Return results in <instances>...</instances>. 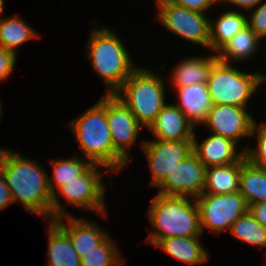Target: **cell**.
<instances>
[{"label": "cell", "instance_id": "cell-30", "mask_svg": "<svg viewBox=\"0 0 266 266\" xmlns=\"http://www.w3.org/2000/svg\"><path fill=\"white\" fill-rule=\"evenodd\" d=\"M247 17L248 27L262 40L266 38V0L253 8Z\"/></svg>", "mask_w": 266, "mask_h": 266}, {"label": "cell", "instance_id": "cell-2", "mask_svg": "<svg viewBox=\"0 0 266 266\" xmlns=\"http://www.w3.org/2000/svg\"><path fill=\"white\" fill-rule=\"evenodd\" d=\"M82 149L84 160L107 167L106 174L118 172L127 162L114 150L106 118V95L77 119L69 122Z\"/></svg>", "mask_w": 266, "mask_h": 266}, {"label": "cell", "instance_id": "cell-34", "mask_svg": "<svg viewBox=\"0 0 266 266\" xmlns=\"http://www.w3.org/2000/svg\"><path fill=\"white\" fill-rule=\"evenodd\" d=\"M13 202L10 189L7 186L6 180L0 172V211L4 210L7 206Z\"/></svg>", "mask_w": 266, "mask_h": 266}, {"label": "cell", "instance_id": "cell-27", "mask_svg": "<svg viewBox=\"0 0 266 266\" xmlns=\"http://www.w3.org/2000/svg\"><path fill=\"white\" fill-rule=\"evenodd\" d=\"M229 232L240 241L266 248V229L254 219L249 211L233 223Z\"/></svg>", "mask_w": 266, "mask_h": 266}, {"label": "cell", "instance_id": "cell-24", "mask_svg": "<svg viewBox=\"0 0 266 266\" xmlns=\"http://www.w3.org/2000/svg\"><path fill=\"white\" fill-rule=\"evenodd\" d=\"M239 192L247 205L266 201V168L252 165L241 158Z\"/></svg>", "mask_w": 266, "mask_h": 266}, {"label": "cell", "instance_id": "cell-28", "mask_svg": "<svg viewBox=\"0 0 266 266\" xmlns=\"http://www.w3.org/2000/svg\"><path fill=\"white\" fill-rule=\"evenodd\" d=\"M110 235L81 258V266H122L123 258Z\"/></svg>", "mask_w": 266, "mask_h": 266}, {"label": "cell", "instance_id": "cell-6", "mask_svg": "<svg viewBox=\"0 0 266 266\" xmlns=\"http://www.w3.org/2000/svg\"><path fill=\"white\" fill-rule=\"evenodd\" d=\"M266 81V75L239 71L232 63L218 60L211 69L207 81L213 105H231L246 108L250 97L259 85Z\"/></svg>", "mask_w": 266, "mask_h": 266}, {"label": "cell", "instance_id": "cell-32", "mask_svg": "<svg viewBox=\"0 0 266 266\" xmlns=\"http://www.w3.org/2000/svg\"><path fill=\"white\" fill-rule=\"evenodd\" d=\"M175 5L185 7L191 11L198 13H205L206 10L211 9L214 3H219V0H169Z\"/></svg>", "mask_w": 266, "mask_h": 266}, {"label": "cell", "instance_id": "cell-33", "mask_svg": "<svg viewBox=\"0 0 266 266\" xmlns=\"http://www.w3.org/2000/svg\"><path fill=\"white\" fill-rule=\"evenodd\" d=\"M248 211L266 229V201L249 205Z\"/></svg>", "mask_w": 266, "mask_h": 266}, {"label": "cell", "instance_id": "cell-13", "mask_svg": "<svg viewBox=\"0 0 266 266\" xmlns=\"http://www.w3.org/2000/svg\"><path fill=\"white\" fill-rule=\"evenodd\" d=\"M255 119L247 108L213 105L204 123L212 134L220 135L238 145L241 138L251 136Z\"/></svg>", "mask_w": 266, "mask_h": 266}, {"label": "cell", "instance_id": "cell-1", "mask_svg": "<svg viewBox=\"0 0 266 266\" xmlns=\"http://www.w3.org/2000/svg\"><path fill=\"white\" fill-rule=\"evenodd\" d=\"M36 160L28 159L13 150L0 148V172L10 189L13 202H20L25 210L51 217L52 193L48 177Z\"/></svg>", "mask_w": 266, "mask_h": 266}, {"label": "cell", "instance_id": "cell-36", "mask_svg": "<svg viewBox=\"0 0 266 266\" xmlns=\"http://www.w3.org/2000/svg\"><path fill=\"white\" fill-rule=\"evenodd\" d=\"M4 12V0H0V17H1V14H3Z\"/></svg>", "mask_w": 266, "mask_h": 266}, {"label": "cell", "instance_id": "cell-15", "mask_svg": "<svg viewBox=\"0 0 266 266\" xmlns=\"http://www.w3.org/2000/svg\"><path fill=\"white\" fill-rule=\"evenodd\" d=\"M64 220L69 224H65ZM53 221L68 235L80 258L99 246L109 236V233L101 230L96 222L74 218L72 214Z\"/></svg>", "mask_w": 266, "mask_h": 266}, {"label": "cell", "instance_id": "cell-37", "mask_svg": "<svg viewBox=\"0 0 266 266\" xmlns=\"http://www.w3.org/2000/svg\"><path fill=\"white\" fill-rule=\"evenodd\" d=\"M3 110H2V106H1V103H0V119H1V116H2V114H3V112H2Z\"/></svg>", "mask_w": 266, "mask_h": 266}, {"label": "cell", "instance_id": "cell-20", "mask_svg": "<svg viewBox=\"0 0 266 266\" xmlns=\"http://www.w3.org/2000/svg\"><path fill=\"white\" fill-rule=\"evenodd\" d=\"M218 61L217 54L207 57L188 58L175 66L171 83L175 88L194 83L205 84L209 79L212 66Z\"/></svg>", "mask_w": 266, "mask_h": 266}, {"label": "cell", "instance_id": "cell-7", "mask_svg": "<svg viewBox=\"0 0 266 266\" xmlns=\"http://www.w3.org/2000/svg\"><path fill=\"white\" fill-rule=\"evenodd\" d=\"M199 209L202 233L208 229L216 234L230 230L233 223L248 211L239 191L227 194H201L195 198Z\"/></svg>", "mask_w": 266, "mask_h": 266}, {"label": "cell", "instance_id": "cell-22", "mask_svg": "<svg viewBox=\"0 0 266 266\" xmlns=\"http://www.w3.org/2000/svg\"><path fill=\"white\" fill-rule=\"evenodd\" d=\"M241 159L226 165L206 168L202 194H227L239 191Z\"/></svg>", "mask_w": 266, "mask_h": 266}, {"label": "cell", "instance_id": "cell-17", "mask_svg": "<svg viewBox=\"0 0 266 266\" xmlns=\"http://www.w3.org/2000/svg\"><path fill=\"white\" fill-rule=\"evenodd\" d=\"M82 159L83 158L73 156L72 158L50 161L54 168L52 175L53 177H48V185L53 195L51 202V218L49 219L50 221L70 215L65 213L64 208L57 197L56 190L66 182L82 175L93 164L90 160H87L86 162Z\"/></svg>", "mask_w": 266, "mask_h": 266}, {"label": "cell", "instance_id": "cell-26", "mask_svg": "<svg viewBox=\"0 0 266 266\" xmlns=\"http://www.w3.org/2000/svg\"><path fill=\"white\" fill-rule=\"evenodd\" d=\"M40 37L34 29L18 15L0 17V47L16 53V49L30 39Z\"/></svg>", "mask_w": 266, "mask_h": 266}, {"label": "cell", "instance_id": "cell-16", "mask_svg": "<svg viewBox=\"0 0 266 266\" xmlns=\"http://www.w3.org/2000/svg\"><path fill=\"white\" fill-rule=\"evenodd\" d=\"M194 133L193 152L204 166H218L238 162L243 156L244 151H237L236 143L220 135H211L202 143H198Z\"/></svg>", "mask_w": 266, "mask_h": 266}, {"label": "cell", "instance_id": "cell-11", "mask_svg": "<svg viewBox=\"0 0 266 266\" xmlns=\"http://www.w3.org/2000/svg\"><path fill=\"white\" fill-rule=\"evenodd\" d=\"M206 167L192 152L181 160L167 177L157 186L158 193L197 198L203 193Z\"/></svg>", "mask_w": 266, "mask_h": 266}, {"label": "cell", "instance_id": "cell-25", "mask_svg": "<svg viewBox=\"0 0 266 266\" xmlns=\"http://www.w3.org/2000/svg\"><path fill=\"white\" fill-rule=\"evenodd\" d=\"M261 39L247 26L237 32L216 54L218 60L230 64L232 59L245 60L257 54Z\"/></svg>", "mask_w": 266, "mask_h": 266}, {"label": "cell", "instance_id": "cell-21", "mask_svg": "<svg viewBox=\"0 0 266 266\" xmlns=\"http://www.w3.org/2000/svg\"><path fill=\"white\" fill-rule=\"evenodd\" d=\"M48 263L46 266H81L78 256L68 235L52 220L49 221Z\"/></svg>", "mask_w": 266, "mask_h": 266}, {"label": "cell", "instance_id": "cell-18", "mask_svg": "<svg viewBox=\"0 0 266 266\" xmlns=\"http://www.w3.org/2000/svg\"><path fill=\"white\" fill-rule=\"evenodd\" d=\"M178 93V104H174L195 127L197 123L204 124L213 106L207 83H194L184 87L174 88Z\"/></svg>", "mask_w": 266, "mask_h": 266}, {"label": "cell", "instance_id": "cell-35", "mask_svg": "<svg viewBox=\"0 0 266 266\" xmlns=\"http://www.w3.org/2000/svg\"><path fill=\"white\" fill-rule=\"evenodd\" d=\"M225 1L245 11L252 10L263 2V0H219L220 3Z\"/></svg>", "mask_w": 266, "mask_h": 266}, {"label": "cell", "instance_id": "cell-9", "mask_svg": "<svg viewBox=\"0 0 266 266\" xmlns=\"http://www.w3.org/2000/svg\"><path fill=\"white\" fill-rule=\"evenodd\" d=\"M104 170L107 167L93 163L82 175L61 185L57 190L62 197L66 198L68 205L72 204L102 214L107 217L105 202V184L102 182L104 172H99L98 168Z\"/></svg>", "mask_w": 266, "mask_h": 266}, {"label": "cell", "instance_id": "cell-23", "mask_svg": "<svg viewBox=\"0 0 266 266\" xmlns=\"http://www.w3.org/2000/svg\"><path fill=\"white\" fill-rule=\"evenodd\" d=\"M246 15L236 10L225 11L217 20H210L209 50L217 53L237 32L248 26Z\"/></svg>", "mask_w": 266, "mask_h": 266}, {"label": "cell", "instance_id": "cell-29", "mask_svg": "<svg viewBox=\"0 0 266 266\" xmlns=\"http://www.w3.org/2000/svg\"><path fill=\"white\" fill-rule=\"evenodd\" d=\"M254 135L257 137V146L255 148L247 146L242 150L252 165L266 168V121L261 124L255 121L251 137Z\"/></svg>", "mask_w": 266, "mask_h": 266}, {"label": "cell", "instance_id": "cell-8", "mask_svg": "<svg viewBox=\"0 0 266 266\" xmlns=\"http://www.w3.org/2000/svg\"><path fill=\"white\" fill-rule=\"evenodd\" d=\"M156 4L157 19L165 29L209 49L210 18L206 14L175 5L169 0H160Z\"/></svg>", "mask_w": 266, "mask_h": 266}, {"label": "cell", "instance_id": "cell-12", "mask_svg": "<svg viewBox=\"0 0 266 266\" xmlns=\"http://www.w3.org/2000/svg\"><path fill=\"white\" fill-rule=\"evenodd\" d=\"M106 118L114 150L128 163L129 147L137 140L142 125L116 95L106 94Z\"/></svg>", "mask_w": 266, "mask_h": 266}, {"label": "cell", "instance_id": "cell-19", "mask_svg": "<svg viewBox=\"0 0 266 266\" xmlns=\"http://www.w3.org/2000/svg\"><path fill=\"white\" fill-rule=\"evenodd\" d=\"M199 237L165 238L161 239L155 246L173 258L193 266L209 260L208 252L199 241Z\"/></svg>", "mask_w": 266, "mask_h": 266}, {"label": "cell", "instance_id": "cell-10", "mask_svg": "<svg viewBox=\"0 0 266 266\" xmlns=\"http://www.w3.org/2000/svg\"><path fill=\"white\" fill-rule=\"evenodd\" d=\"M140 145L149 162L151 185L155 187L171 173L177 163L193 152V140H143Z\"/></svg>", "mask_w": 266, "mask_h": 266}, {"label": "cell", "instance_id": "cell-31", "mask_svg": "<svg viewBox=\"0 0 266 266\" xmlns=\"http://www.w3.org/2000/svg\"><path fill=\"white\" fill-rule=\"evenodd\" d=\"M17 60V53L0 47V81L7 80L14 70Z\"/></svg>", "mask_w": 266, "mask_h": 266}, {"label": "cell", "instance_id": "cell-14", "mask_svg": "<svg viewBox=\"0 0 266 266\" xmlns=\"http://www.w3.org/2000/svg\"><path fill=\"white\" fill-rule=\"evenodd\" d=\"M194 126L174 104H166L147 128L154 139L164 141L193 140Z\"/></svg>", "mask_w": 266, "mask_h": 266}, {"label": "cell", "instance_id": "cell-5", "mask_svg": "<svg viewBox=\"0 0 266 266\" xmlns=\"http://www.w3.org/2000/svg\"><path fill=\"white\" fill-rule=\"evenodd\" d=\"M165 93L164 80L159 74L137 66L114 95L130 109L142 126L148 128L166 105Z\"/></svg>", "mask_w": 266, "mask_h": 266}, {"label": "cell", "instance_id": "cell-3", "mask_svg": "<svg viewBox=\"0 0 266 266\" xmlns=\"http://www.w3.org/2000/svg\"><path fill=\"white\" fill-rule=\"evenodd\" d=\"M148 217L154 230H150L144 243L155 246L161 239L202 234L195 198L158 193L149 205Z\"/></svg>", "mask_w": 266, "mask_h": 266}, {"label": "cell", "instance_id": "cell-4", "mask_svg": "<svg viewBox=\"0 0 266 266\" xmlns=\"http://www.w3.org/2000/svg\"><path fill=\"white\" fill-rule=\"evenodd\" d=\"M116 33L106 27L94 29L87 43L91 65L96 75L108 86L105 94L109 95H114L137 68Z\"/></svg>", "mask_w": 266, "mask_h": 266}]
</instances>
